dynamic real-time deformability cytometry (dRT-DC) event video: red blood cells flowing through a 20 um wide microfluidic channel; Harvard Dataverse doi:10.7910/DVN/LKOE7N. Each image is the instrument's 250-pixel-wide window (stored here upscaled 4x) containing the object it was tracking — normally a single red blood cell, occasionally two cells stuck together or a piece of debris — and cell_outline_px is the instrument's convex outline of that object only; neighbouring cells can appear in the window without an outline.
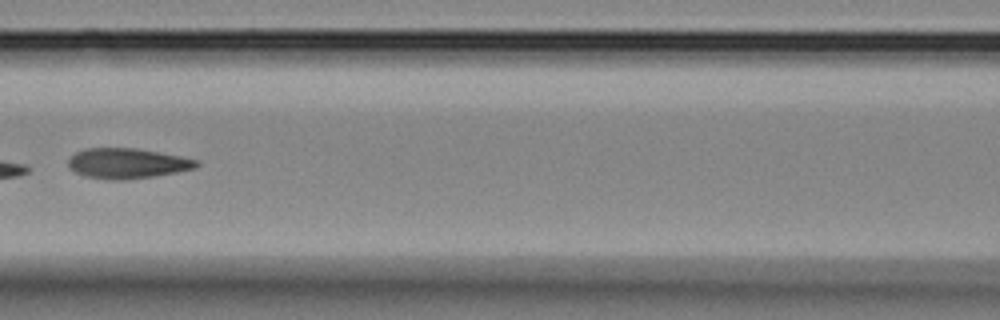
{"species": "Egyptian fruit bat (a non-hibernating species)", "species_latin": "Rousettus aegyptiacus", "temperature_condition": "room temperature", "stored_images_in_passage": 8, "camera_frame_rate_fps": 3000, "um_per_image_px": 0.085, "animal": {"sex": "female"}, "frame": {"image": 1, "passage_image": 7, "time_ms": 7.0, "image_size_px": [1000, 320], "cell_outline_px": [[200, 164], [196, 168], [156, 176], [124, 180], [112, 180], [84, 176], [68, 168], [68, 160], [76, 152], [84, 148], [136, 148], [180, 156], [200, 160]], "centroid_in_image_um": [10.82, 13.89], "position_along_channel_um": 155.8, "area_um2": 22.72}}
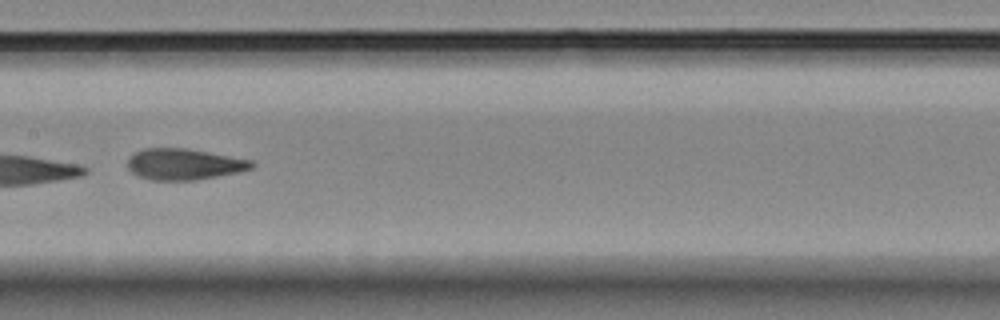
{"frame": {"image": 2, "passage_image": 8, "time_ms": 8.0, "image_size_px": [1000, 320], "cell_outline_px": [[256, 164], [252, 168], [240, 172], [196, 180], [152, 180], [140, 176], [132, 172], [128, 168], [128, 156], [144, 148], [188, 148], [252, 160]], "centroid_in_image_um": [15.67, 13.95], "position_along_channel_um": 191.7, "area_um2": 22.6}}